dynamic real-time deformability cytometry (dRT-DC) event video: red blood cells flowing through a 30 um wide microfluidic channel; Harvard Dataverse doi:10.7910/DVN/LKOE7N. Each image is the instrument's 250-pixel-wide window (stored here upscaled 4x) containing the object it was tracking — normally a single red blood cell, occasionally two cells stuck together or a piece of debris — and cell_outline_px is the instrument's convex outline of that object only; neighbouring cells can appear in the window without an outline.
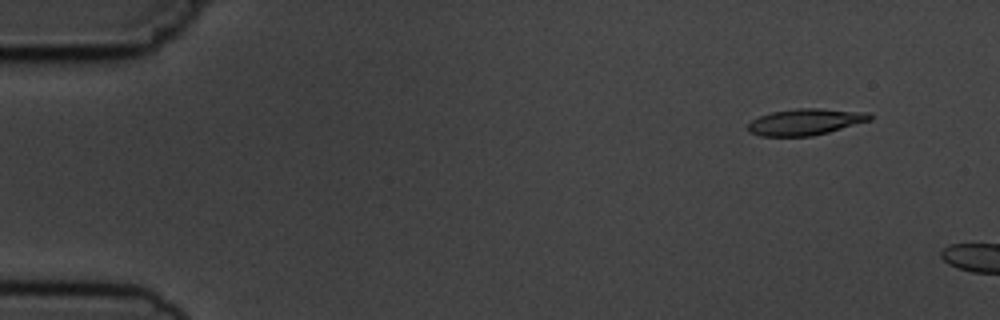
{"species": "common noctule bat (a hibernating species)", "species_latin": "Nyctalus noctula", "temperature_condition": "cold", "stored_images_in_passage": 2, "camera_frame_rate_fps": 3000, "um_per_image_px": 0.085, "animal": {"sex": "male", "body_mass_g": 19.5, "forearm_length_mm": 54.6}, "frame": {"image": 1, "passage_image": 1, "time_ms": 0.0, "image_size_px": [1000, 320], "cell_outline_px": [[872, 120], [828, 132], [812, 136], [760, 136], [748, 132], [748, 124], [752, 120], [760, 116], [772, 112], [796, 108], [820, 108], [868, 112], [872, 116]], "centroid_in_image_um": [68.47, 10.36], "position_along_channel_um": 16.5, "area_um2": 18.79}}